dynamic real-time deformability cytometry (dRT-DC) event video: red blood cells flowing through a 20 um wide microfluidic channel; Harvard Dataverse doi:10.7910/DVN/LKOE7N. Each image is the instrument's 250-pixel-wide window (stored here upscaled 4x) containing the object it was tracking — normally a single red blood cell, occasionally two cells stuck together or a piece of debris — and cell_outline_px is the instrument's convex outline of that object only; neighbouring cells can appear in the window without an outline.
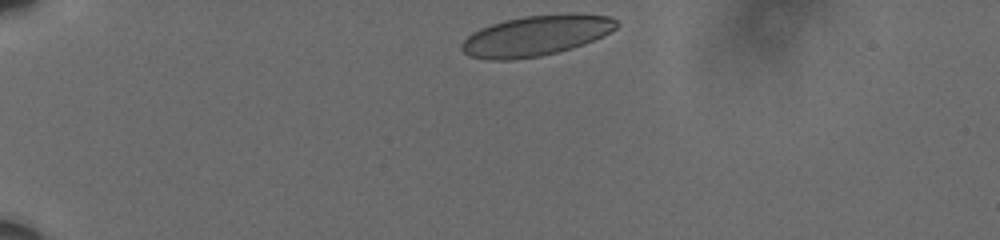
{"species": "human", "species_latin": "Homo sapiens", "temperature_condition": "cold", "stored_images_in_passage": 38, "camera_frame_rate_fps": 3000, "um_per_image_px": 0.085, "donor": {"sex": "male"}, "frame": {"image": 1, "passage_image": 1, "time_ms": 0.0, "image_size_px": [1000, 240], "cell_outline_px": [[620, 24], [616, 28], [584, 44], [572, 48], [540, 56], [516, 60], [488, 60], [468, 56], [460, 48], [460, 44], [472, 32], [480, 28], [504, 20], [524, 16], [572, 12], [608, 16], [616, 20]], "centroid_in_image_um": [45.53, 3.02], "position_along_channel_um": 39.5, "area_um2": 36.7}}
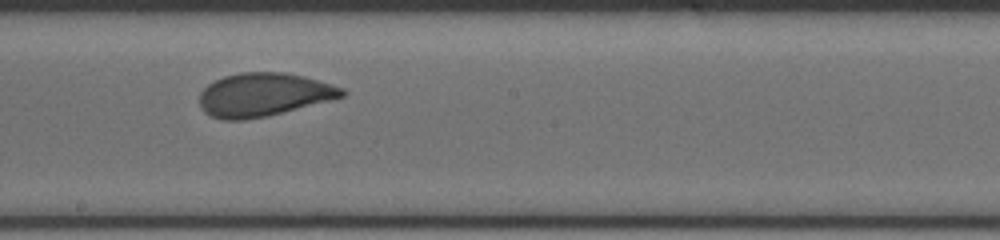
{"frame": {"image": 2, "passage_image": 22, "time_ms": 7.0, "image_size_px": [1000, 240], "cell_outline_px": [[348, 92], [344, 96], [268, 116], [244, 120], [224, 120], [212, 116], [204, 112], [200, 108], [200, 92], [208, 84], [224, 76], [240, 72], [284, 72], [304, 76], [344, 88]], "centroid_in_image_um": [22.39, 8.04], "position_along_channel_um": 225.8, "area_um2": 35.95}}
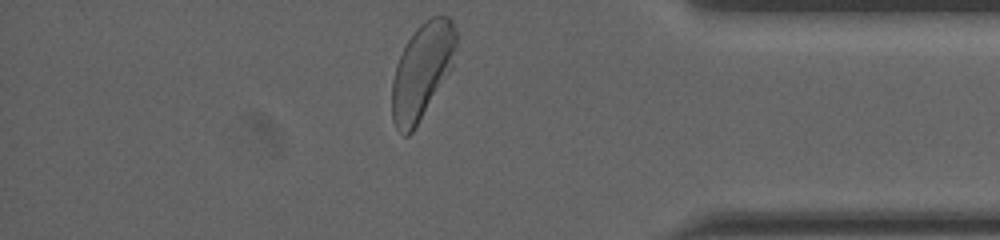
{"frame": {"image": 3, "passage_image": 38, "time_ms": 12.333, "image_size_px": [1000, 240], "cell_outline_px": [[456, 48], [452, 68], [412, 132], [408, 136], [404, 136], [396, 128], [392, 120], [392, 80], [396, 64], [408, 40], [416, 28], [424, 20], [432, 16], [448, 16], [452, 20], [456, 28]], "centroid_in_image_um": [35.87, 6.01], "position_along_channel_um": 399.3, "area_um2": 35.55}, "authors_computed_cell_mechanics": {"area_um2": 36.2406, "velocity_mm_per_s": 3.5917, "shape_relaxation_time_tau1_ms": 4.7933, "shape_relaxation_time_tau2_ms": null, "deformation_change_tau1": 0.1239, "deformation_change_tau2": null}}